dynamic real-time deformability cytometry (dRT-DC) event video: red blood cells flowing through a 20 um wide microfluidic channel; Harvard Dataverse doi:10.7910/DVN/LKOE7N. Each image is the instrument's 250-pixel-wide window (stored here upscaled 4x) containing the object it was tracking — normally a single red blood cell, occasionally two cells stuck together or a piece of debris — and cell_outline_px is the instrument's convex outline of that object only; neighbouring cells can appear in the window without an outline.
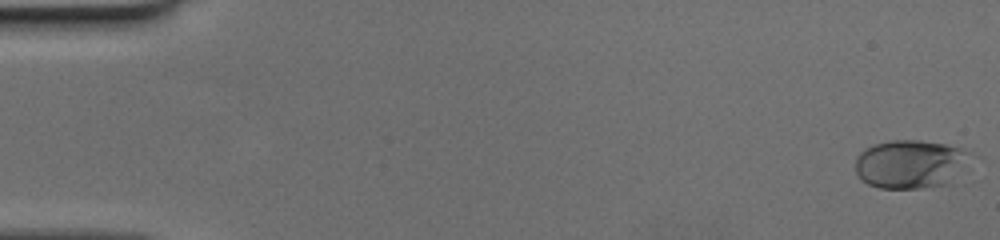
{"species": "human", "species_latin": "Homo sapiens", "temperature_condition": "cold", "stored_images_in_passage": 51, "camera_frame_rate_fps": 3000, "um_per_image_px": 0.085, "donor": {"sex": "female"}, "frame": {"image": 1, "passage_image": 1, "time_ms": 0.0, "image_size_px": [1000, 240], "cell_outline_px": [[972, 152], [948, 184], [920, 188], [880, 188], [868, 184], [860, 180], [856, 172], [856, 160], [860, 152], [864, 148], [888, 140], [920, 140], [944, 144], [960, 148]], "centroid_in_image_um": [77.3, 13.94], "position_along_channel_um": 7.7, "area_um2": 32.14}}
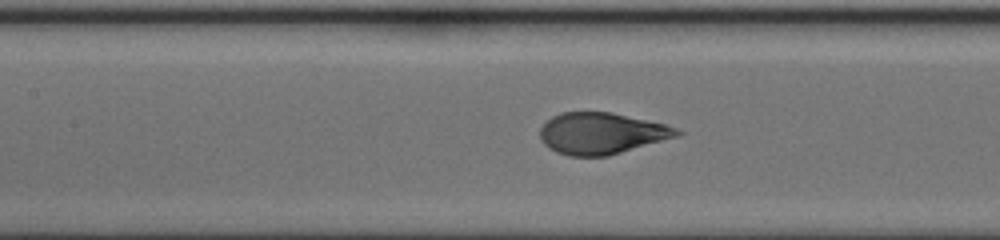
{"frame": {"image": 2, "passage_image": 24, "time_ms": 7.667, "image_size_px": [1000, 240], "cell_outline_px": [[684, 132], [680, 136], [608, 156], [568, 156], [556, 152], [548, 148], [540, 140], [540, 128], [552, 116], [560, 112], [612, 112], [664, 124], [676, 128]], "centroid_in_image_um": [51.12, 11.34], "position_along_channel_um": 156.3, "area_um2": 33.23}}
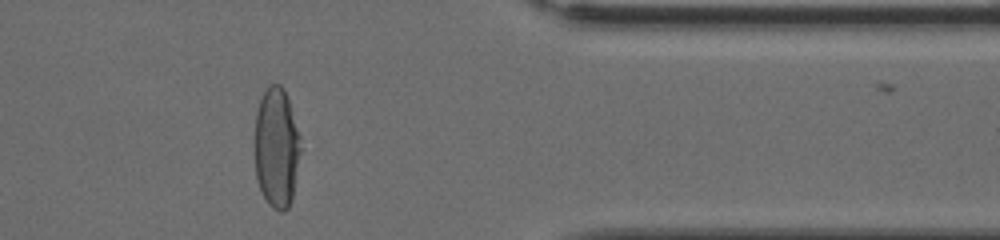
{"frame": {"image": 3, "passage_image": 42, "time_ms": 13.667, "image_size_px": [1000, 240], "cell_outline_px": [[300, 152], [292, 196], [288, 208], [284, 212], [280, 212], [272, 208], [268, 204], [256, 180], [256, 112], [260, 100], [268, 84], [280, 84], [284, 88], [300, 136]], "centroid_in_image_um": [23.5, 12.56], "position_along_channel_um": 387.9, "area_um2": 31.73}}